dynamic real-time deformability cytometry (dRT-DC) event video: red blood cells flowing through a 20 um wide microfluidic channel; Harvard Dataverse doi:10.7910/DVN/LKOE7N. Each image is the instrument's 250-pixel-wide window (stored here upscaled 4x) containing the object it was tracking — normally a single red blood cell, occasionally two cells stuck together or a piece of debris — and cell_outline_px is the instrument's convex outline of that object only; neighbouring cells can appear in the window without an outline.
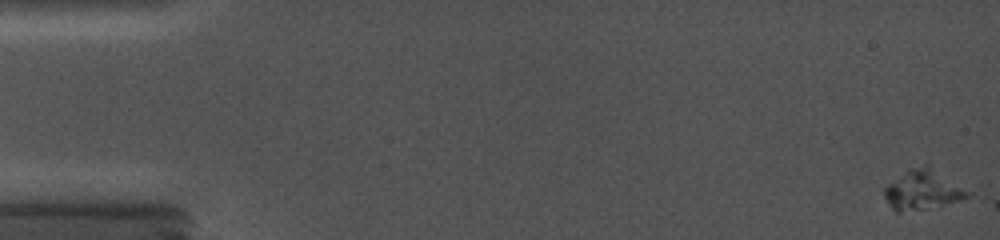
{"species": "common noctule bat (a hibernating species)", "species_latin": "Nyctalus noctula", "temperature_condition": "cold", "stored_images_in_passage": 2, "camera_frame_rate_fps": 5000, "um_per_image_px": 0.085, "animal": {"sex": "female", "body_mass_g": 19.0, "forearm_length_mm": 56.7}, "frame": {"image": 1, "passage_image": 1, "time_ms": 0.0, "image_size_px": [1000, 240], "cell_outline_px": [[972, 192], [968, 196], [960, 200], [928, 208], [900, 212], [896, 212], [888, 204], [884, 196], [884, 188], [888, 184], [908, 168], [924, 164], [928, 164]], "centroid_in_image_um": [78.43, 16.11], "position_along_channel_um": 6.6, "area_um2": 19.31}}